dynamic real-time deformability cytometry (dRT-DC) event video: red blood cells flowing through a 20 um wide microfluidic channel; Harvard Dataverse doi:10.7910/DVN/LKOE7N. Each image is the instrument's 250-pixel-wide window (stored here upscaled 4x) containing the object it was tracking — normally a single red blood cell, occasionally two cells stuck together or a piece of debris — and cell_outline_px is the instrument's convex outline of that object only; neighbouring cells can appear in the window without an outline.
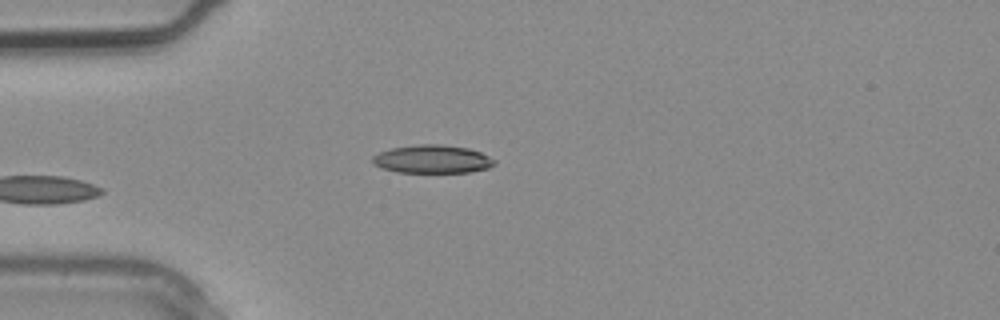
{"species": "common noctule bat (a hibernating species)", "species_latin": "Nyctalus noctula", "temperature_condition": "warm", "stored_images_in_passage": 2, "camera_frame_rate_fps": 3000, "um_per_image_px": 0.085, "animal": {"sex": "male", "body_mass_g": 20.4}, "frame": {"image": 1, "passage_image": 2, "time_ms": 0.333, "image_size_px": [1000, 320], "cell_outline_px": [[496, 164], [488, 168], [468, 172], [396, 172], [372, 164], [372, 156], [380, 152], [392, 148], [420, 144], [440, 144], [468, 148], [480, 152], [496, 160]], "centroid_in_image_um": [36.76, 13.52], "position_along_channel_um": 48.2, "area_um2": 19.94}}